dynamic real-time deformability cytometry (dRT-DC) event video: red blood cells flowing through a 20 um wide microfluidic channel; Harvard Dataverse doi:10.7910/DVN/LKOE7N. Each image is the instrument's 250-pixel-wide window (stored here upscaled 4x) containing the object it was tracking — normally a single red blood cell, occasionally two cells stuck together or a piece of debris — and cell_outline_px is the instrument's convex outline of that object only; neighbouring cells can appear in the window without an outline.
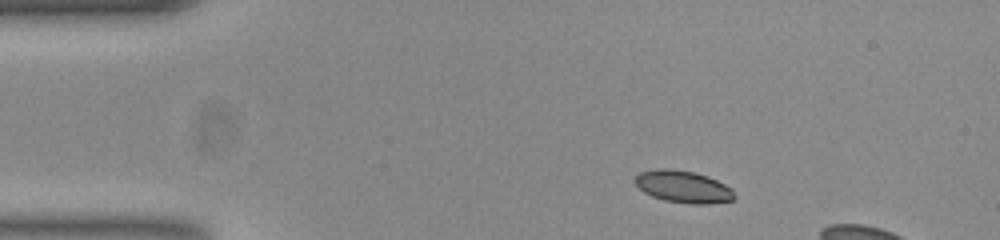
{"species": "common noctule bat (a hibernating species)", "species_latin": "Nyctalus noctula", "temperature_condition": "room temperature", "stored_images_in_passage": 8, "camera_frame_rate_fps": 3000, "um_per_image_px": 0.085, "animal": {"sex": "female", "body_mass_g": 23.0, "forearm_length_mm": 53.4}, "frame": {"image": 1, "passage_image": 1, "time_ms": 0.0, "image_size_px": [1000, 240], "cell_outline_px": [[736, 196], [732, 200], [704, 204], [696, 204], [664, 200], [652, 196], [644, 192], [632, 180], [640, 172], [656, 168], [664, 168], [692, 172], [708, 176], [732, 188]], "centroid_in_image_um": [58.06, 15.86], "position_along_channel_um": 26.9, "area_um2": 18.44}}